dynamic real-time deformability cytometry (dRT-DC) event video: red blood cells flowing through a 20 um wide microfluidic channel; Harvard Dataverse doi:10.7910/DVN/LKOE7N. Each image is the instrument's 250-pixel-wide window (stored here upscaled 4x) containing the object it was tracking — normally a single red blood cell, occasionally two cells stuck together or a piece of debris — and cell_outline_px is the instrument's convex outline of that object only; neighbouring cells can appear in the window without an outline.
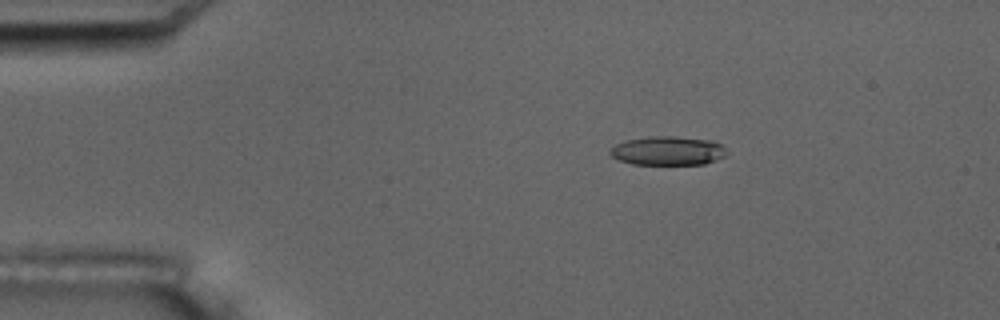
{"species": "common noctule bat (a hibernating species)", "species_latin": "Nyctalus noctula", "temperature_condition": "room temperature", "stored_images_in_passage": 4, "camera_frame_rate_fps": 3000, "um_per_image_px": 0.085, "animal": {"sex": "male", "body_mass_g": 17.5, "forearm_length_mm": 52.3}, "frame": {"image": 1, "passage_image": 2, "time_ms": 2.0, "image_size_px": [1000, 320], "cell_outline_px": [[728, 152], [724, 156], [716, 160], [704, 164], [632, 164], [620, 160], [612, 156], [608, 152], [616, 144], [628, 140], [648, 136], [676, 136], [712, 140], [720, 144]], "centroid_in_image_um": [56.78, 12.81], "position_along_channel_um": 28.2, "area_um2": 19.59}}